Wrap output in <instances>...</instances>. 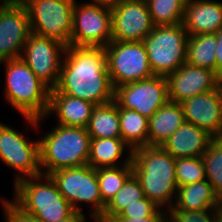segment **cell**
Masks as SVG:
<instances>
[{"label": "cell", "mask_w": 222, "mask_h": 222, "mask_svg": "<svg viewBox=\"0 0 222 222\" xmlns=\"http://www.w3.org/2000/svg\"><path fill=\"white\" fill-rule=\"evenodd\" d=\"M56 91L95 105L114 100L104 48L66 46Z\"/></svg>", "instance_id": "1"}, {"label": "cell", "mask_w": 222, "mask_h": 222, "mask_svg": "<svg viewBox=\"0 0 222 222\" xmlns=\"http://www.w3.org/2000/svg\"><path fill=\"white\" fill-rule=\"evenodd\" d=\"M176 159L162 146H144L132 151V168L144 196L159 208L169 210L177 193Z\"/></svg>", "instance_id": "2"}, {"label": "cell", "mask_w": 222, "mask_h": 222, "mask_svg": "<svg viewBox=\"0 0 222 222\" xmlns=\"http://www.w3.org/2000/svg\"><path fill=\"white\" fill-rule=\"evenodd\" d=\"M5 65V98L34 128L49 109L50 88L21 59L0 62Z\"/></svg>", "instance_id": "3"}, {"label": "cell", "mask_w": 222, "mask_h": 222, "mask_svg": "<svg viewBox=\"0 0 222 222\" xmlns=\"http://www.w3.org/2000/svg\"><path fill=\"white\" fill-rule=\"evenodd\" d=\"M90 139L84 127L57 124L39 139L41 173L49 175L60 169L86 165Z\"/></svg>", "instance_id": "4"}, {"label": "cell", "mask_w": 222, "mask_h": 222, "mask_svg": "<svg viewBox=\"0 0 222 222\" xmlns=\"http://www.w3.org/2000/svg\"><path fill=\"white\" fill-rule=\"evenodd\" d=\"M13 189L14 202L40 222H58L74 211L49 175L21 179Z\"/></svg>", "instance_id": "5"}, {"label": "cell", "mask_w": 222, "mask_h": 222, "mask_svg": "<svg viewBox=\"0 0 222 222\" xmlns=\"http://www.w3.org/2000/svg\"><path fill=\"white\" fill-rule=\"evenodd\" d=\"M187 39L188 33L182 23L154 26L142 41L154 75L167 77L186 63Z\"/></svg>", "instance_id": "6"}, {"label": "cell", "mask_w": 222, "mask_h": 222, "mask_svg": "<svg viewBox=\"0 0 222 222\" xmlns=\"http://www.w3.org/2000/svg\"><path fill=\"white\" fill-rule=\"evenodd\" d=\"M73 6L70 45L106 47L112 41V10L106 0H91Z\"/></svg>", "instance_id": "7"}, {"label": "cell", "mask_w": 222, "mask_h": 222, "mask_svg": "<svg viewBox=\"0 0 222 222\" xmlns=\"http://www.w3.org/2000/svg\"><path fill=\"white\" fill-rule=\"evenodd\" d=\"M49 176L75 211L82 212L78 203H90L93 206L90 212L91 219L96 222L102 216L105 205L102 202L95 168L86 164L60 169Z\"/></svg>", "instance_id": "8"}, {"label": "cell", "mask_w": 222, "mask_h": 222, "mask_svg": "<svg viewBox=\"0 0 222 222\" xmlns=\"http://www.w3.org/2000/svg\"><path fill=\"white\" fill-rule=\"evenodd\" d=\"M104 49L108 73L114 90L124 84L154 76L142 41L122 42L112 40Z\"/></svg>", "instance_id": "9"}, {"label": "cell", "mask_w": 222, "mask_h": 222, "mask_svg": "<svg viewBox=\"0 0 222 222\" xmlns=\"http://www.w3.org/2000/svg\"><path fill=\"white\" fill-rule=\"evenodd\" d=\"M76 0H33L26 5L31 33L70 46Z\"/></svg>", "instance_id": "10"}, {"label": "cell", "mask_w": 222, "mask_h": 222, "mask_svg": "<svg viewBox=\"0 0 222 222\" xmlns=\"http://www.w3.org/2000/svg\"><path fill=\"white\" fill-rule=\"evenodd\" d=\"M0 159L18 171L14 184L19 180L41 175L39 140L30 141L20 132L0 122Z\"/></svg>", "instance_id": "11"}, {"label": "cell", "mask_w": 222, "mask_h": 222, "mask_svg": "<svg viewBox=\"0 0 222 222\" xmlns=\"http://www.w3.org/2000/svg\"><path fill=\"white\" fill-rule=\"evenodd\" d=\"M114 100L121 107L134 110L148 119L168 101V81L165 76L124 84L115 89Z\"/></svg>", "instance_id": "12"}, {"label": "cell", "mask_w": 222, "mask_h": 222, "mask_svg": "<svg viewBox=\"0 0 222 222\" xmlns=\"http://www.w3.org/2000/svg\"><path fill=\"white\" fill-rule=\"evenodd\" d=\"M65 49L66 46L58 40L31 33L20 58L41 81L53 89L59 79Z\"/></svg>", "instance_id": "13"}, {"label": "cell", "mask_w": 222, "mask_h": 222, "mask_svg": "<svg viewBox=\"0 0 222 222\" xmlns=\"http://www.w3.org/2000/svg\"><path fill=\"white\" fill-rule=\"evenodd\" d=\"M112 40L122 42L143 41L153 30L148 4L139 0L111 4Z\"/></svg>", "instance_id": "14"}, {"label": "cell", "mask_w": 222, "mask_h": 222, "mask_svg": "<svg viewBox=\"0 0 222 222\" xmlns=\"http://www.w3.org/2000/svg\"><path fill=\"white\" fill-rule=\"evenodd\" d=\"M31 34L26 6L0 2V62L20 58Z\"/></svg>", "instance_id": "15"}, {"label": "cell", "mask_w": 222, "mask_h": 222, "mask_svg": "<svg viewBox=\"0 0 222 222\" xmlns=\"http://www.w3.org/2000/svg\"><path fill=\"white\" fill-rule=\"evenodd\" d=\"M166 78L169 101L181 103L188 98L217 89L220 76L212 70L185 63Z\"/></svg>", "instance_id": "16"}, {"label": "cell", "mask_w": 222, "mask_h": 222, "mask_svg": "<svg viewBox=\"0 0 222 222\" xmlns=\"http://www.w3.org/2000/svg\"><path fill=\"white\" fill-rule=\"evenodd\" d=\"M180 104L186 122L205 130L214 138H222V97L219 87Z\"/></svg>", "instance_id": "17"}, {"label": "cell", "mask_w": 222, "mask_h": 222, "mask_svg": "<svg viewBox=\"0 0 222 222\" xmlns=\"http://www.w3.org/2000/svg\"><path fill=\"white\" fill-rule=\"evenodd\" d=\"M182 24L188 36L216 34L222 28V2L187 0Z\"/></svg>", "instance_id": "18"}, {"label": "cell", "mask_w": 222, "mask_h": 222, "mask_svg": "<svg viewBox=\"0 0 222 222\" xmlns=\"http://www.w3.org/2000/svg\"><path fill=\"white\" fill-rule=\"evenodd\" d=\"M213 139L205 130L185 121L162 147L175 159L202 157Z\"/></svg>", "instance_id": "19"}, {"label": "cell", "mask_w": 222, "mask_h": 222, "mask_svg": "<svg viewBox=\"0 0 222 222\" xmlns=\"http://www.w3.org/2000/svg\"><path fill=\"white\" fill-rule=\"evenodd\" d=\"M94 107L95 104L88 100L59 93L53 88L50 89L49 109L45 117L54 113L58 125L86 128Z\"/></svg>", "instance_id": "20"}, {"label": "cell", "mask_w": 222, "mask_h": 222, "mask_svg": "<svg viewBox=\"0 0 222 222\" xmlns=\"http://www.w3.org/2000/svg\"><path fill=\"white\" fill-rule=\"evenodd\" d=\"M184 122L181 104L168 101L149 118L148 146H162Z\"/></svg>", "instance_id": "21"}, {"label": "cell", "mask_w": 222, "mask_h": 222, "mask_svg": "<svg viewBox=\"0 0 222 222\" xmlns=\"http://www.w3.org/2000/svg\"><path fill=\"white\" fill-rule=\"evenodd\" d=\"M175 199L172 207L185 211L214 209L221 200L207 179L178 187Z\"/></svg>", "instance_id": "22"}, {"label": "cell", "mask_w": 222, "mask_h": 222, "mask_svg": "<svg viewBox=\"0 0 222 222\" xmlns=\"http://www.w3.org/2000/svg\"><path fill=\"white\" fill-rule=\"evenodd\" d=\"M86 130L90 138H121L119 109L116 101L95 105Z\"/></svg>", "instance_id": "23"}, {"label": "cell", "mask_w": 222, "mask_h": 222, "mask_svg": "<svg viewBox=\"0 0 222 222\" xmlns=\"http://www.w3.org/2000/svg\"><path fill=\"white\" fill-rule=\"evenodd\" d=\"M125 148L132 152L122 138H91L87 164L95 169L118 167Z\"/></svg>", "instance_id": "24"}, {"label": "cell", "mask_w": 222, "mask_h": 222, "mask_svg": "<svg viewBox=\"0 0 222 222\" xmlns=\"http://www.w3.org/2000/svg\"><path fill=\"white\" fill-rule=\"evenodd\" d=\"M216 34L188 36L186 63L216 72Z\"/></svg>", "instance_id": "25"}, {"label": "cell", "mask_w": 222, "mask_h": 222, "mask_svg": "<svg viewBox=\"0 0 222 222\" xmlns=\"http://www.w3.org/2000/svg\"><path fill=\"white\" fill-rule=\"evenodd\" d=\"M132 152L118 167H107L96 169L102 202L106 206L116 193L122 188L126 180L133 174Z\"/></svg>", "instance_id": "26"}, {"label": "cell", "mask_w": 222, "mask_h": 222, "mask_svg": "<svg viewBox=\"0 0 222 222\" xmlns=\"http://www.w3.org/2000/svg\"><path fill=\"white\" fill-rule=\"evenodd\" d=\"M118 109L122 140L132 151L147 146L149 119L134 110L121 108L119 105Z\"/></svg>", "instance_id": "27"}, {"label": "cell", "mask_w": 222, "mask_h": 222, "mask_svg": "<svg viewBox=\"0 0 222 222\" xmlns=\"http://www.w3.org/2000/svg\"><path fill=\"white\" fill-rule=\"evenodd\" d=\"M144 197V192L139 180L132 174L122 188L105 206L102 216L96 222H109L118 216L128 205L136 203Z\"/></svg>", "instance_id": "28"}, {"label": "cell", "mask_w": 222, "mask_h": 222, "mask_svg": "<svg viewBox=\"0 0 222 222\" xmlns=\"http://www.w3.org/2000/svg\"><path fill=\"white\" fill-rule=\"evenodd\" d=\"M187 0H151L148 8L154 26L183 23Z\"/></svg>", "instance_id": "29"}, {"label": "cell", "mask_w": 222, "mask_h": 222, "mask_svg": "<svg viewBox=\"0 0 222 222\" xmlns=\"http://www.w3.org/2000/svg\"><path fill=\"white\" fill-rule=\"evenodd\" d=\"M202 160L207 180L222 199V138H214L203 154Z\"/></svg>", "instance_id": "30"}, {"label": "cell", "mask_w": 222, "mask_h": 222, "mask_svg": "<svg viewBox=\"0 0 222 222\" xmlns=\"http://www.w3.org/2000/svg\"><path fill=\"white\" fill-rule=\"evenodd\" d=\"M175 172L178 187L207 179L202 157L176 159Z\"/></svg>", "instance_id": "31"}, {"label": "cell", "mask_w": 222, "mask_h": 222, "mask_svg": "<svg viewBox=\"0 0 222 222\" xmlns=\"http://www.w3.org/2000/svg\"><path fill=\"white\" fill-rule=\"evenodd\" d=\"M169 222H216L214 209L205 211H185L170 208Z\"/></svg>", "instance_id": "32"}, {"label": "cell", "mask_w": 222, "mask_h": 222, "mask_svg": "<svg viewBox=\"0 0 222 222\" xmlns=\"http://www.w3.org/2000/svg\"><path fill=\"white\" fill-rule=\"evenodd\" d=\"M158 208V206L144 196L142 199L137 200L136 203L128 205L118 216L113 218H147Z\"/></svg>", "instance_id": "33"}, {"label": "cell", "mask_w": 222, "mask_h": 222, "mask_svg": "<svg viewBox=\"0 0 222 222\" xmlns=\"http://www.w3.org/2000/svg\"><path fill=\"white\" fill-rule=\"evenodd\" d=\"M5 222H40L34 215L25 212L13 200L2 199Z\"/></svg>", "instance_id": "34"}, {"label": "cell", "mask_w": 222, "mask_h": 222, "mask_svg": "<svg viewBox=\"0 0 222 222\" xmlns=\"http://www.w3.org/2000/svg\"><path fill=\"white\" fill-rule=\"evenodd\" d=\"M109 222H169L168 210L158 208L151 216L147 218H112Z\"/></svg>", "instance_id": "35"}, {"label": "cell", "mask_w": 222, "mask_h": 222, "mask_svg": "<svg viewBox=\"0 0 222 222\" xmlns=\"http://www.w3.org/2000/svg\"><path fill=\"white\" fill-rule=\"evenodd\" d=\"M217 48H216V73L222 76V28L216 33Z\"/></svg>", "instance_id": "36"}, {"label": "cell", "mask_w": 222, "mask_h": 222, "mask_svg": "<svg viewBox=\"0 0 222 222\" xmlns=\"http://www.w3.org/2000/svg\"><path fill=\"white\" fill-rule=\"evenodd\" d=\"M86 216L83 212L73 211L68 217L59 220L58 222H85Z\"/></svg>", "instance_id": "37"}, {"label": "cell", "mask_w": 222, "mask_h": 222, "mask_svg": "<svg viewBox=\"0 0 222 222\" xmlns=\"http://www.w3.org/2000/svg\"><path fill=\"white\" fill-rule=\"evenodd\" d=\"M31 1H33V0H11L10 2L18 4V5L26 6Z\"/></svg>", "instance_id": "38"}, {"label": "cell", "mask_w": 222, "mask_h": 222, "mask_svg": "<svg viewBox=\"0 0 222 222\" xmlns=\"http://www.w3.org/2000/svg\"><path fill=\"white\" fill-rule=\"evenodd\" d=\"M106 1L110 4H115V3H118V2H121V1H128V0H106Z\"/></svg>", "instance_id": "39"}, {"label": "cell", "mask_w": 222, "mask_h": 222, "mask_svg": "<svg viewBox=\"0 0 222 222\" xmlns=\"http://www.w3.org/2000/svg\"><path fill=\"white\" fill-rule=\"evenodd\" d=\"M219 90H220L221 97H222V76L219 79Z\"/></svg>", "instance_id": "40"}, {"label": "cell", "mask_w": 222, "mask_h": 222, "mask_svg": "<svg viewBox=\"0 0 222 222\" xmlns=\"http://www.w3.org/2000/svg\"><path fill=\"white\" fill-rule=\"evenodd\" d=\"M139 1H142V2H144V3H148V2H150L151 0H139Z\"/></svg>", "instance_id": "41"}]
</instances>
